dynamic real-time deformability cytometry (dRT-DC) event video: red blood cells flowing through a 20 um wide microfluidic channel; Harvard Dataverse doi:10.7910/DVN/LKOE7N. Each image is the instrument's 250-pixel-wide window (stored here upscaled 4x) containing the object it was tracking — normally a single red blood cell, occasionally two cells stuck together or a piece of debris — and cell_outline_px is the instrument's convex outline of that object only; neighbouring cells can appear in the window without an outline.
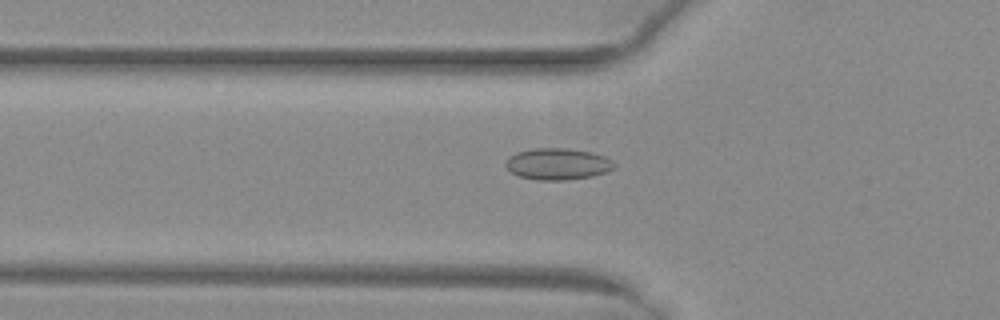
{"species": "common noctule bat (a hibernating species)", "species_latin": "Nyctalus noctula", "temperature_condition": "warm", "stored_images_in_passage": 52, "camera_frame_rate_fps": 3000, "um_per_image_px": 0.085, "animal": {"sex": "female", "body_mass_g": 29.2, "forearm_length_mm": 56.3}, "frame": {"image": 1, "passage_image": 19, "time_ms": 6.0, "image_size_px": [1000, 320], "cell_outline_px": [[616, 168], [608, 172], [592, 176], [564, 180], [540, 180], [520, 176], [512, 172], [504, 164], [508, 156], [516, 152], [532, 148], [568, 148], [592, 152], [604, 156], [612, 160], [616, 164]], "centroid_in_image_um": [47.43, 13.92], "position_along_channel_um": 78.4, "area_um2": 20.11}}
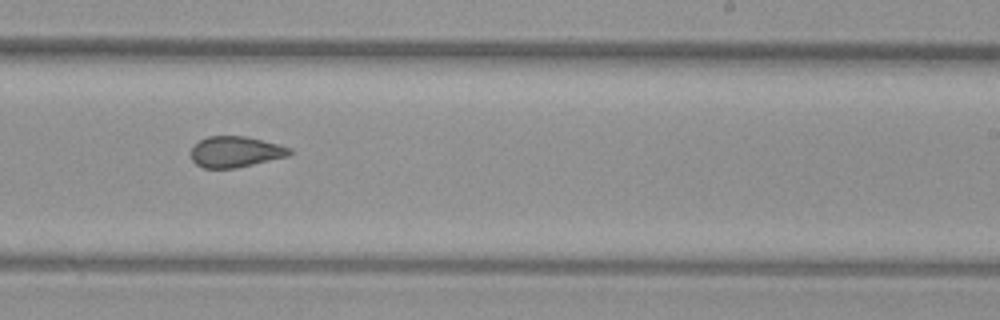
{"frame": {"image": 2, "passage_image": 33, "time_ms": 10.667, "image_size_px": [1000, 320], "cell_outline_px": [[292, 152], [288, 156], [236, 168], [204, 168], [196, 164], [192, 160], [192, 144], [208, 136], [248, 136], [292, 148]], "centroid_in_image_um": [20.01, 12.89], "position_along_channel_um": 269.0, "area_um2": 17.8}}
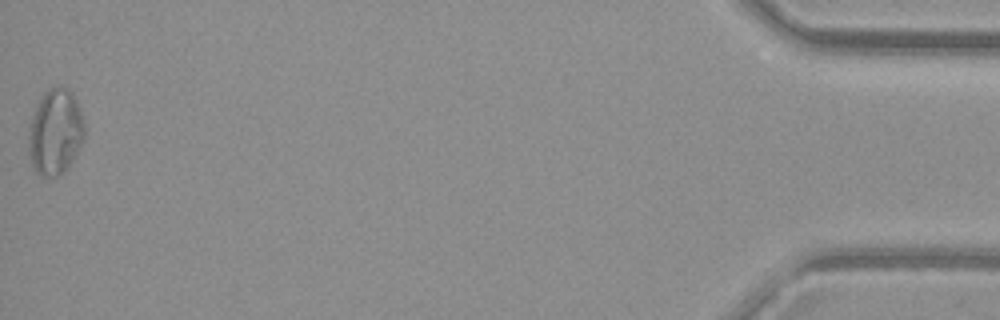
{"frame": {"image": 3, "passage_image": 52, "time_ms": 17.0, "image_size_px": [1000, 320], "cell_outline_px": [[84, 140], [64, 172], [56, 176], [40, 176], [36, 172], [32, 164], [28, 152], [28, 124], [44, 92], [48, 88], [60, 84], [68, 88], [72, 92], [76, 100], [84, 120]], "centroid_in_image_um": [4.69, 11.19], "position_along_channel_um": 430.5, "area_um2": 28.15}, "authors_computed_cell_mechanics": {"area_um2": 20.0566, "velocity_mm_per_s": 4.0754, "shape_relaxation_time_tau1_ms": null, "shape_relaxation_time_tau2_ms": 2.174, "deformation_change_tau1": null, "deformation_change_tau2": 0.0809}}